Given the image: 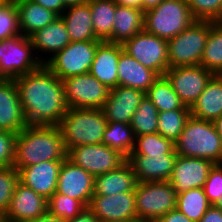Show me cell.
Wrapping results in <instances>:
<instances>
[{"label":"cell","mask_w":222,"mask_h":222,"mask_svg":"<svg viewBox=\"0 0 222 222\" xmlns=\"http://www.w3.org/2000/svg\"><path fill=\"white\" fill-rule=\"evenodd\" d=\"M210 28L211 21L195 20L188 28L169 39V68L200 65Z\"/></svg>","instance_id":"7"},{"label":"cell","mask_w":222,"mask_h":222,"mask_svg":"<svg viewBox=\"0 0 222 222\" xmlns=\"http://www.w3.org/2000/svg\"><path fill=\"white\" fill-rule=\"evenodd\" d=\"M195 20L222 22V0H186Z\"/></svg>","instance_id":"39"},{"label":"cell","mask_w":222,"mask_h":222,"mask_svg":"<svg viewBox=\"0 0 222 222\" xmlns=\"http://www.w3.org/2000/svg\"><path fill=\"white\" fill-rule=\"evenodd\" d=\"M17 182L18 170L14 166L0 167V218L10 206Z\"/></svg>","instance_id":"41"},{"label":"cell","mask_w":222,"mask_h":222,"mask_svg":"<svg viewBox=\"0 0 222 222\" xmlns=\"http://www.w3.org/2000/svg\"><path fill=\"white\" fill-rule=\"evenodd\" d=\"M174 146L177 155L222 163V139L211 121L191 116Z\"/></svg>","instance_id":"3"},{"label":"cell","mask_w":222,"mask_h":222,"mask_svg":"<svg viewBox=\"0 0 222 222\" xmlns=\"http://www.w3.org/2000/svg\"><path fill=\"white\" fill-rule=\"evenodd\" d=\"M27 126L14 79H0V130L18 134Z\"/></svg>","instance_id":"20"},{"label":"cell","mask_w":222,"mask_h":222,"mask_svg":"<svg viewBox=\"0 0 222 222\" xmlns=\"http://www.w3.org/2000/svg\"><path fill=\"white\" fill-rule=\"evenodd\" d=\"M199 222H222V210L211 205Z\"/></svg>","instance_id":"46"},{"label":"cell","mask_w":222,"mask_h":222,"mask_svg":"<svg viewBox=\"0 0 222 222\" xmlns=\"http://www.w3.org/2000/svg\"><path fill=\"white\" fill-rule=\"evenodd\" d=\"M102 41L70 42L44 65L60 80L89 73L95 51Z\"/></svg>","instance_id":"9"},{"label":"cell","mask_w":222,"mask_h":222,"mask_svg":"<svg viewBox=\"0 0 222 222\" xmlns=\"http://www.w3.org/2000/svg\"><path fill=\"white\" fill-rule=\"evenodd\" d=\"M175 148L174 143L159 133L136 137L135 147L130 155L162 156Z\"/></svg>","instance_id":"37"},{"label":"cell","mask_w":222,"mask_h":222,"mask_svg":"<svg viewBox=\"0 0 222 222\" xmlns=\"http://www.w3.org/2000/svg\"><path fill=\"white\" fill-rule=\"evenodd\" d=\"M159 75L150 68L122 52L118 62V85L134 88L146 93Z\"/></svg>","instance_id":"24"},{"label":"cell","mask_w":222,"mask_h":222,"mask_svg":"<svg viewBox=\"0 0 222 222\" xmlns=\"http://www.w3.org/2000/svg\"><path fill=\"white\" fill-rule=\"evenodd\" d=\"M134 193L137 219L143 222H155L177 205V193L169 181L137 182Z\"/></svg>","instance_id":"8"},{"label":"cell","mask_w":222,"mask_h":222,"mask_svg":"<svg viewBox=\"0 0 222 222\" xmlns=\"http://www.w3.org/2000/svg\"><path fill=\"white\" fill-rule=\"evenodd\" d=\"M67 222H100V220L88 207H86L74 219Z\"/></svg>","instance_id":"47"},{"label":"cell","mask_w":222,"mask_h":222,"mask_svg":"<svg viewBox=\"0 0 222 222\" xmlns=\"http://www.w3.org/2000/svg\"><path fill=\"white\" fill-rule=\"evenodd\" d=\"M145 96H147L158 109V113L174 109H190V107L185 106L180 101L179 96L175 93L170 81L165 75L159 76L154 81L153 85L146 91Z\"/></svg>","instance_id":"31"},{"label":"cell","mask_w":222,"mask_h":222,"mask_svg":"<svg viewBox=\"0 0 222 222\" xmlns=\"http://www.w3.org/2000/svg\"><path fill=\"white\" fill-rule=\"evenodd\" d=\"M214 164L207 159L178 155L168 181L177 194L193 188H203Z\"/></svg>","instance_id":"16"},{"label":"cell","mask_w":222,"mask_h":222,"mask_svg":"<svg viewBox=\"0 0 222 222\" xmlns=\"http://www.w3.org/2000/svg\"><path fill=\"white\" fill-rule=\"evenodd\" d=\"M14 81L27 125L58 126L68 110L63 81L44 64Z\"/></svg>","instance_id":"1"},{"label":"cell","mask_w":222,"mask_h":222,"mask_svg":"<svg viewBox=\"0 0 222 222\" xmlns=\"http://www.w3.org/2000/svg\"><path fill=\"white\" fill-rule=\"evenodd\" d=\"M214 206H215L216 208H219V209L222 210V198L218 199V200L215 202Z\"/></svg>","instance_id":"53"},{"label":"cell","mask_w":222,"mask_h":222,"mask_svg":"<svg viewBox=\"0 0 222 222\" xmlns=\"http://www.w3.org/2000/svg\"><path fill=\"white\" fill-rule=\"evenodd\" d=\"M155 222H193L178 209L169 211L164 216L158 218Z\"/></svg>","instance_id":"45"},{"label":"cell","mask_w":222,"mask_h":222,"mask_svg":"<svg viewBox=\"0 0 222 222\" xmlns=\"http://www.w3.org/2000/svg\"><path fill=\"white\" fill-rule=\"evenodd\" d=\"M213 123H214V125H215V128H216L219 136H220L221 139H222V116L219 117L217 120H215Z\"/></svg>","instance_id":"52"},{"label":"cell","mask_w":222,"mask_h":222,"mask_svg":"<svg viewBox=\"0 0 222 222\" xmlns=\"http://www.w3.org/2000/svg\"><path fill=\"white\" fill-rule=\"evenodd\" d=\"M145 92L118 85L110 89L102 110L107 122L130 124Z\"/></svg>","instance_id":"18"},{"label":"cell","mask_w":222,"mask_h":222,"mask_svg":"<svg viewBox=\"0 0 222 222\" xmlns=\"http://www.w3.org/2000/svg\"><path fill=\"white\" fill-rule=\"evenodd\" d=\"M35 54L42 53L46 56L45 63L56 53L63 50L70 42V36L67 27L61 16L55 19L51 24L39 29L29 36Z\"/></svg>","instance_id":"23"},{"label":"cell","mask_w":222,"mask_h":222,"mask_svg":"<svg viewBox=\"0 0 222 222\" xmlns=\"http://www.w3.org/2000/svg\"><path fill=\"white\" fill-rule=\"evenodd\" d=\"M62 81L68 108L102 109L108 99L110 89L90 73Z\"/></svg>","instance_id":"11"},{"label":"cell","mask_w":222,"mask_h":222,"mask_svg":"<svg viewBox=\"0 0 222 222\" xmlns=\"http://www.w3.org/2000/svg\"><path fill=\"white\" fill-rule=\"evenodd\" d=\"M119 222H143V221L138 220V219H132V220H126V221H119Z\"/></svg>","instance_id":"55"},{"label":"cell","mask_w":222,"mask_h":222,"mask_svg":"<svg viewBox=\"0 0 222 222\" xmlns=\"http://www.w3.org/2000/svg\"><path fill=\"white\" fill-rule=\"evenodd\" d=\"M135 140L136 137L130 124L107 122L101 143L116 150L127 159L133 152Z\"/></svg>","instance_id":"32"},{"label":"cell","mask_w":222,"mask_h":222,"mask_svg":"<svg viewBox=\"0 0 222 222\" xmlns=\"http://www.w3.org/2000/svg\"><path fill=\"white\" fill-rule=\"evenodd\" d=\"M163 0H142L141 9L143 12L157 7Z\"/></svg>","instance_id":"50"},{"label":"cell","mask_w":222,"mask_h":222,"mask_svg":"<svg viewBox=\"0 0 222 222\" xmlns=\"http://www.w3.org/2000/svg\"><path fill=\"white\" fill-rule=\"evenodd\" d=\"M144 12L142 9L116 6L114 14L113 32L106 41L110 43L123 44L144 30Z\"/></svg>","instance_id":"28"},{"label":"cell","mask_w":222,"mask_h":222,"mask_svg":"<svg viewBox=\"0 0 222 222\" xmlns=\"http://www.w3.org/2000/svg\"><path fill=\"white\" fill-rule=\"evenodd\" d=\"M90 5L92 24L96 38L107 41L113 32L117 4L113 0H87Z\"/></svg>","instance_id":"30"},{"label":"cell","mask_w":222,"mask_h":222,"mask_svg":"<svg viewBox=\"0 0 222 222\" xmlns=\"http://www.w3.org/2000/svg\"><path fill=\"white\" fill-rule=\"evenodd\" d=\"M66 154L58 126L27 125L16 135L13 166L19 170L44 161H64Z\"/></svg>","instance_id":"2"},{"label":"cell","mask_w":222,"mask_h":222,"mask_svg":"<svg viewBox=\"0 0 222 222\" xmlns=\"http://www.w3.org/2000/svg\"><path fill=\"white\" fill-rule=\"evenodd\" d=\"M195 21L186 0H163L144 12V31L169 40Z\"/></svg>","instance_id":"5"},{"label":"cell","mask_w":222,"mask_h":222,"mask_svg":"<svg viewBox=\"0 0 222 222\" xmlns=\"http://www.w3.org/2000/svg\"><path fill=\"white\" fill-rule=\"evenodd\" d=\"M200 65L215 75H222V22L211 21Z\"/></svg>","instance_id":"33"},{"label":"cell","mask_w":222,"mask_h":222,"mask_svg":"<svg viewBox=\"0 0 222 222\" xmlns=\"http://www.w3.org/2000/svg\"><path fill=\"white\" fill-rule=\"evenodd\" d=\"M119 6H127L141 9L142 0H113Z\"/></svg>","instance_id":"49"},{"label":"cell","mask_w":222,"mask_h":222,"mask_svg":"<svg viewBox=\"0 0 222 222\" xmlns=\"http://www.w3.org/2000/svg\"><path fill=\"white\" fill-rule=\"evenodd\" d=\"M71 42L100 41L96 38L88 2L67 7L61 14Z\"/></svg>","instance_id":"27"},{"label":"cell","mask_w":222,"mask_h":222,"mask_svg":"<svg viewBox=\"0 0 222 222\" xmlns=\"http://www.w3.org/2000/svg\"><path fill=\"white\" fill-rule=\"evenodd\" d=\"M124 52L159 76L169 69L168 40L142 31L122 44Z\"/></svg>","instance_id":"10"},{"label":"cell","mask_w":222,"mask_h":222,"mask_svg":"<svg viewBox=\"0 0 222 222\" xmlns=\"http://www.w3.org/2000/svg\"><path fill=\"white\" fill-rule=\"evenodd\" d=\"M63 161H44L18 170V181L48 200L57 189Z\"/></svg>","instance_id":"19"},{"label":"cell","mask_w":222,"mask_h":222,"mask_svg":"<svg viewBox=\"0 0 222 222\" xmlns=\"http://www.w3.org/2000/svg\"><path fill=\"white\" fill-rule=\"evenodd\" d=\"M58 127L67 151L76 146L101 143L107 120L102 109L68 108Z\"/></svg>","instance_id":"4"},{"label":"cell","mask_w":222,"mask_h":222,"mask_svg":"<svg viewBox=\"0 0 222 222\" xmlns=\"http://www.w3.org/2000/svg\"><path fill=\"white\" fill-rule=\"evenodd\" d=\"M211 205L203 188H193L177 194L176 209L193 222H199Z\"/></svg>","instance_id":"34"},{"label":"cell","mask_w":222,"mask_h":222,"mask_svg":"<svg viewBox=\"0 0 222 222\" xmlns=\"http://www.w3.org/2000/svg\"><path fill=\"white\" fill-rule=\"evenodd\" d=\"M66 158L94 177L117 169L127 160L116 150L103 143L69 148Z\"/></svg>","instance_id":"12"},{"label":"cell","mask_w":222,"mask_h":222,"mask_svg":"<svg viewBox=\"0 0 222 222\" xmlns=\"http://www.w3.org/2000/svg\"><path fill=\"white\" fill-rule=\"evenodd\" d=\"M130 125L135 137L157 133L158 109L147 96L141 100Z\"/></svg>","instance_id":"35"},{"label":"cell","mask_w":222,"mask_h":222,"mask_svg":"<svg viewBox=\"0 0 222 222\" xmlns=\"http://www.w3.org/2000/svg\"><path fill=\"white\" fill-rule=\"evenodd\" d=\"M28 222H67L64 219L50 213L48 210L36 219Z\"/></svg>","instance_id":"48"},{"label":"cell","mask_w":222,"mask_h":222,"mask_svg":"<svg viewBox=\"0 0 222 222\" xmlns=\"http://www.w3.org/2000/svg\"><path fill=\"white\" fill-rule=\"evenodd\" d=\"M35 55L27 36L0 40V79H15L45 64L43 55Z\"/></svg>","instance_id":"6"},{"label":"cell","mask_w":222,"mask_h":222,"mask_svg":"<svg viewBox=\"0 0 222 222\" xmlns=\"http://www.w3.org/2000/svg\"><path fill=\"white\" fill-rule=\"evenodd\" d=\"M88 208L97 216L100 222L137 219L134 192L93 195Z\"/></svg>","instance_id":"14"},{"label":"cell","mask_w":222,"mask_h":222,"mask_svg":"<svg viewBox=\"0 0 222 222\" xmlns=\"http://www.w3.org/2000/svg\"><path fill=\"white\" fill-rule=\"evenodd\" d=\"M136 185L135 173L130 163L126 160L117 169L95 176L93 195L134 192Z\"/></svg>","instance_id":"25"},{"label":"cell","mask_w":222,"mask_h":222,"mask_svg":"<svg viewBox=\"0 0 222 222\" xmlns=\"http://www.w3.org/2000/svg\"><path fill=\"white\" fill-rule=\"evenodd\" d=\"M94 176L67 158L62 162L56 192L80 200L86 207L93 196Z\"/></svg>","instance_id":"15"},{"label":"cell","mask_w":222,"mask_h":222,"mask_svg":"<svg viewBox=\"0 0 222 222\" xmlns=\"http://www.w3.org/2000/svg\"><path fill=\"white\" fill-rule=\"evenodd\" d=\"M16 135L0 130V167L13 166Z\"/></svg>","instance_id":"43"},{"label":"cell","mask_w":222,"mask_h":222,"mask_svg":"<svg viewBox=\"0 0 222 222\" xmlns=\"http://www.w3.org/2000/svg\"><path fill=\"white\" fill-rule=\"evenodd\" d=\"M190 117V109H174L160 112L158 113L157 133L175 143Z\"/></svg>","instance_id":"36"},{"label":"cell","mask_w":222,"mask_h":222,"mask_svg":"<svg viewBox=\"0 0 222 222\" xmlns=\"http://www.w3.org/2000/svg\"><path fill=\"white\" fill-rule=\"evenodd\" d=\"M47 204V209L50 213L64 219L65 221L74 219L86 208L80 200L73 199L58 192H55L48 199Z\"/></svg>","instance_id":"38"},{"label":"cell","mask_w":222,"mask_h":222,"mask_svg":"<svg viewBox=\"0 0 222 222\" xmlns=\"http://www.w3.org/2000/svg\"><path fill=\"white\" fill-rule=\"evenodd\" d=\"M203 190L212 205L222 198V163L214 164L211 168Z\"/></svg>","instance_id":"42"},{"label":"cell","mask_w":222,"mask_h":222,"mask_svg":"<svg viewBox=\"0 0 222 222\" xmlns=\"http://www.w3.org/2000/svg\"><path fill=\"white\" fill-rule=\"evenodd\" d=\"M34 2L48 10L53 11L58 16H61L63 11L67 8L64 5L63 0H34Z\"/></svg>","instance_id":"44"},{"label":"cell","mask_w":222,"mask_h":222,"mask_svg":"<svg viewBox=\"0 0 222 222\" xmlns=\"http://www.w3.org/2000/svg\"><path fill=\"white\" fill-rule=\"evenodd\" d=\"M191 116L214 122L222 116V75H214L190 107Z\"/></svg>","instance_id":"26"},{"label":"cell","mask_w":222,"mask_h":222,"mask_svg":"<svg viewBox=\"0 0 222 222\" xmlns=\"http://www.w3.org/2000/svg\"><path fill=\"white\" fill-rule=\"evenodd\" d=\"M177 156L174 148L162 156L129 155L127 161L133 168L137 182L168 181Z\"/></svg>","instance_id":"21"},{"label":"cell","mask_w":222,"mask_h":222,"mask_svg":"<svg viewBox=\"0 0 222 222\" xmlns=\"http://www.w3.org/2000/svg\"><path fill=\"white\" fill-rule=\"evenodd\" d=\"M19 29L22 35L29 37L39 29L51 24L59 16L34 1L16 4Z\"/></svg>","instance_id":"29"},{"label":"cell","mask_w":222,"mask_h":222,"mask_svg":"<svg viewBox=\"0 0 222 222\" xmlns=\"http://www.w3.org/2000/svg\"><path fill=\"white\" fill-rule=\"evenodd\" d=\"M215 74L201 65L169 68L165 76L180 101L191 107Z\"/></svg>","instance_id":"13"},{"label":"cell","mask_w":222,"mask_h":222,"mask_svg":"<svg viewBox=\"0 0 222 222\" xmlns=\"http://www.w3.org/2000/svg\"><path fill=\"white\" fill-rule=\"evenodd\" d=\"M14 4L20 3V2H27V1H34V0H11Z\"/></svg>","instance_id":"54"},{"label":"cell","mask_w":222,"mask_h":222,"mask_svg":"<svg viewBox=\"0 0 222 222\" xmlns=\"http://www.w3.org/2000/svg\"><path fill=\"white\" fill-rule=\"evenodd\" d=\"M20 34L16 4L11 0L0 2V40Z\"/></svg>","instance_id":"40"},{"label":"cell","mask_w":222,"mask_h":222,"mask_svg":"<svg viewBox=\"0 0 222 222\" xmlns=\"http://www.w3.org/2000/svg\"><path fill=\"white\" fill-rule=\"evenodd\" d=\"M48 200L30 187L17 182L10 206L0 218L1 222H28L45 213Z\"/></svg>","instance_id":"17"},{"label":"cell","mask_w":222,"mask_h":222,"mask_svg":"<svg viewBox=\"0 0 222 222\" xmlns=\"http://www.w3.org/2000/svg\"><path fill=\"white\" fill-rule=\"evenodd\" d=\"M122 44L102 41L94 55L89 73L109 89L118 86V62L123 52Z\"/></svg>","instance_id":"22"},{"label":"cell","mask_w":222,"mask_h":222,"mask_svg":"<svg viewBox=\"0 0 222 222\" xmlns=\"http://www.w3.org/2000/svg\"><path fill=\"white\" fill-rule=\"evenodd\" d=\"M66 7L86 3L87 0H63Z\"/></svg>","instance_id":"51"}]
</instances>
